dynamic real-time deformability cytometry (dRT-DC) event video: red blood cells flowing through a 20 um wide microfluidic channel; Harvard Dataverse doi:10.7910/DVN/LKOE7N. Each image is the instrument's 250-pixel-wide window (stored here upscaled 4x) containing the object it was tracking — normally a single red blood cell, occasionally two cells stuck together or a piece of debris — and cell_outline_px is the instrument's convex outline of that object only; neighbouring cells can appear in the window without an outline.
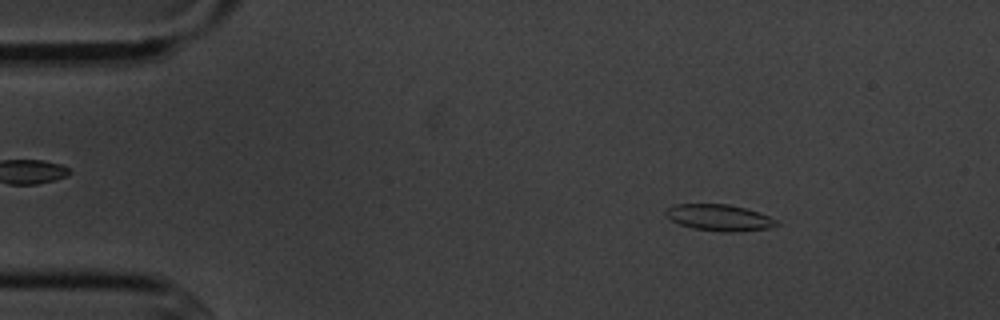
{"species": "common noctule bat (a hibernating species)", "species_latin": "Nyctalus noctula", "temperature_condition": "cold", "stored_images_in_passage": 5, "camera_frame_rate_fps": 3000, "um_per_image_px": 0.085, "animal": {"sex": "male", "body_mass_g": 20.1, "forearm_length_mm": 53.5}, "frame": {"image": 1, "passage_image": 2, "time_ms": 1.0, "image_size_px": [1000, 320], "cell_outline_px": [[780, 224], [768, 228], [732, 232], [724, 232], [692, 228], [680, 224], [672, 220], [664, 212], [668, 208], [676, 204], [728, 204], [744, 208], [768, 216], [776, 220]], "centroid_in_image_um": [61.13, 18.5], "position_along_channel_um": 23.9, "area_um2": 16.7}}
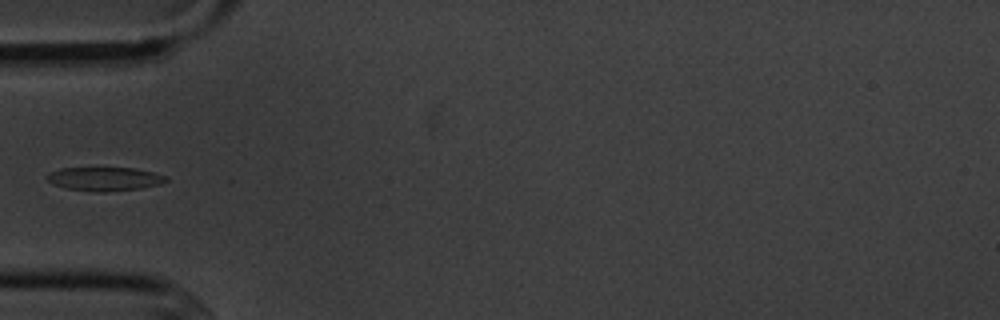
{"frame": {"image": 2, "passage_image": 5, "time_ms": 4.333, "image_size_px": [1000, 320], "cell_outline_px": [[168, 180], [160, 184], [140, 188], [108, 192], [100, 192], [64, 188], [52, 184], [44, 176], [48, 172], [60, 168], [136, 168], [168, 176]], "centroid_in_image_um": [8.86, 15.2], "position_along_channel_um": 76.1, "area_um2": 16.59}}